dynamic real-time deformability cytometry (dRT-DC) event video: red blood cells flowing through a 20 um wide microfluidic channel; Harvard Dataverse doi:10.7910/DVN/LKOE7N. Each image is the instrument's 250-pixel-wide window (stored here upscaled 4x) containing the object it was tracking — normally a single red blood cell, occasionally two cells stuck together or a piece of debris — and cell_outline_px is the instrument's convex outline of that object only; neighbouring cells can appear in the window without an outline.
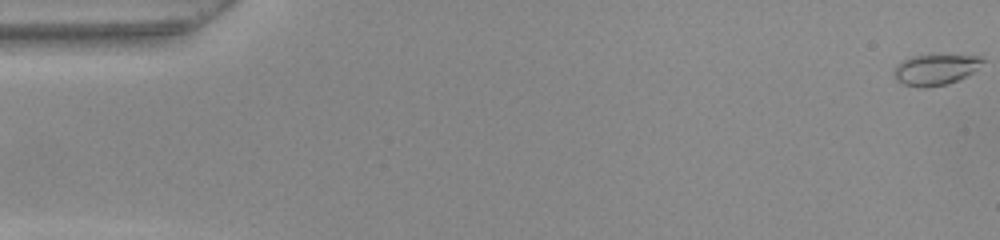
{"species": "common noctule bat (a hibernating species)", "species_latin": "Nyctalus noctula", "temperature_condition": "warm", "stored_images_in_passage": 53, "camera_frame_rate_fps": 3000, "um_per_image_px": 0.085, "animal": {"sex": "female", "body_mass_g": 22.0, "forearm_length_mm": 56.7}, "frame": {"image": 1, "passage_image": 1, "time_ms": 0.0, "image_size_px": [1000, 240], "cell_outline_px": [[984, 60], [972, 72], [948, 84], [928, 88], [920, 88], [904, 84], [896, 80], [892, 72], [896, 64], [900, 60], [912, 56], [980, 56]], "centroid_in_image_um": [79.41, 5.94], "position_along_channel_um": 5.6, "area_um2": 15.66}}
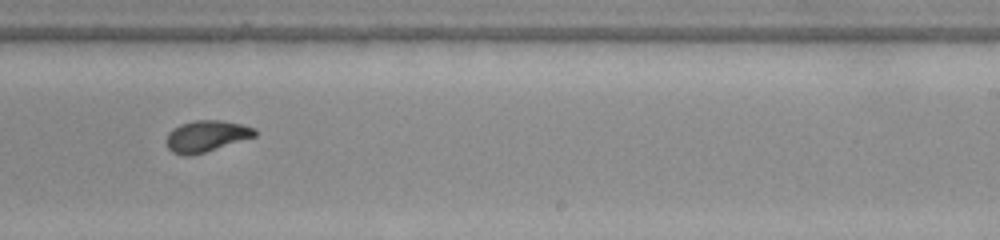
{"frame": {"image": 2, "passage_image": 33, "time_ms": 10.667, "image_size_px": [1000, 240], "cell_outline_px": [[256, 136], [204, 152], [188, 156], [184, 156], [172, 152], [168, 148], [168, 132], [172, 128], [180, 124], [196, 120], [220, 120], [240, 124], [256, 128]], "centroid_in_image_um": [17.53, 11.56], "position_along_channel_um": 271.5, "area_um2": 15.95}}
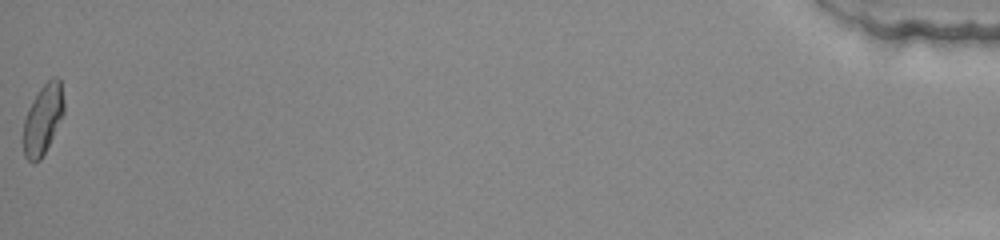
{"frame": {"image": 3, "passage_image": 53, "time_ms": 17.333, "image_size_px": [1000, 240], "cell_outline_px": [[64, 112], [40, 160], [32, 164], [24, 156], [24, 120], [28, 108], [40, 88], [52, 76], [56, 76], [60, 80], [64, 100]], "centroid_in_image_um": [3.64, 10.11], "position_along_channel_um": 431.6, "area_um2": 16.24}, "authors_computed_cell_mechanics": {"area_um2": 16.184, "velocity_mm_per_s": 3.955, "shape_relaxation_time_tau1_ms": 5.3629, "shape_relaxation_time_tau2_ms": 1.0403, "deformation_change_tau1": 0.1922, "deformation_change_tau2": 0.053}}